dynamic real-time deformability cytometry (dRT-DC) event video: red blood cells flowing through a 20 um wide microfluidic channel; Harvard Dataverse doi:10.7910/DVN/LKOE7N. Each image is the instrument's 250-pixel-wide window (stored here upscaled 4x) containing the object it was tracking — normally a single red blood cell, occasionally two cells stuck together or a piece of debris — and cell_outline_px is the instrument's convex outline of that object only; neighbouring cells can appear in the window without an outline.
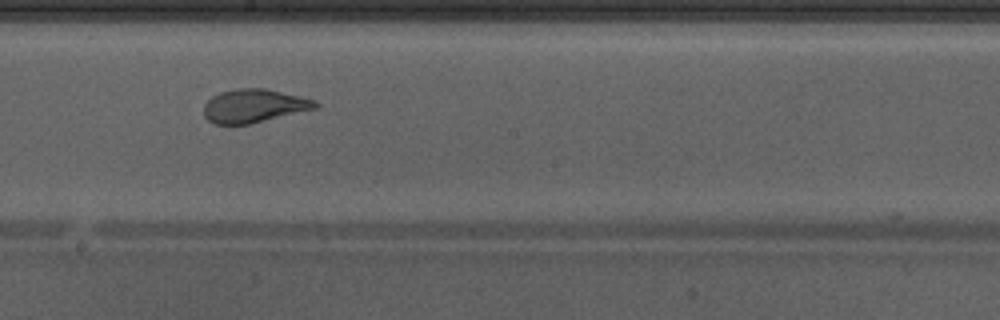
{"species": "Egyptian fruit bat (a non-hibernating species)", "species_latin": "Rousettus aegyptiacus", "temperature_condition": "warm", "stored_images_in_passage": 38, "camera_frame_rate_fps": 3000, "um_per_image_px": 0.085, "animal": {"sex": "male"}, "frame": {"image": 1, "passage_image": 17, "time_ms": 5.333, "image_size_px": [1000, 320], "cell_outline_px": [[320, 108], [248, 124], [212, 124], [204, 116], [204, 104], [212, 96], [220, 92], [236, 88], [264, 88], [300, 96], [316, 100], [320, 104]], "centroid_in_image_um": [21.61, 9.0], "position_along_channel_um": 226.6, "area_um2": 21.91}}
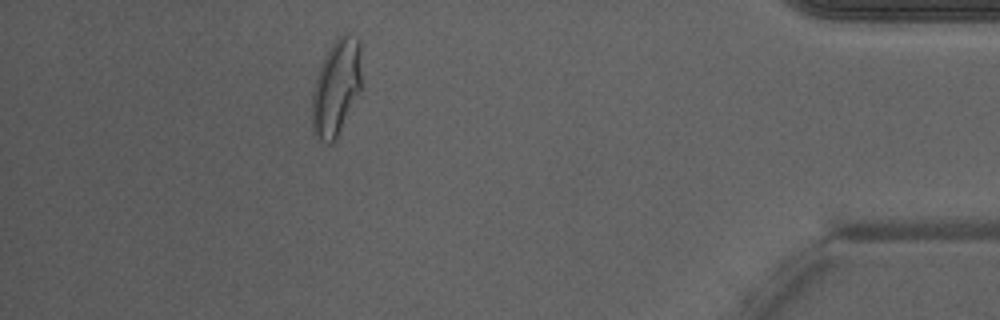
{"frame": {"image": 2, "passage_image": 33, "time_ms": 10.667, "image_size_px": [1000, 320], "cell_outline_px": [[360, 88], [336, 140], [332, 144], [328, 144], [320, 140], [316, 136], [312, 128], [312, 88], [324, 56], [336, 36], [344, 32], [348, 32], [356, 36], [360, 40]], "centroid_in_image_um": [28.56, 7.39], "position_along_channel_um": 406.6, "area_um2": 27.86}, "authors_computed_cell_mechanics": {"area_um2": 23.5824, "velocity_mm_per_s": 4.2695, "shape_relaxation_time_tau1_ms": 4.3525, "shape_relaxation_time_tau2_ms": null, "deformation_change_tau1": 0.1759, "deformation_change_tau2": null}}